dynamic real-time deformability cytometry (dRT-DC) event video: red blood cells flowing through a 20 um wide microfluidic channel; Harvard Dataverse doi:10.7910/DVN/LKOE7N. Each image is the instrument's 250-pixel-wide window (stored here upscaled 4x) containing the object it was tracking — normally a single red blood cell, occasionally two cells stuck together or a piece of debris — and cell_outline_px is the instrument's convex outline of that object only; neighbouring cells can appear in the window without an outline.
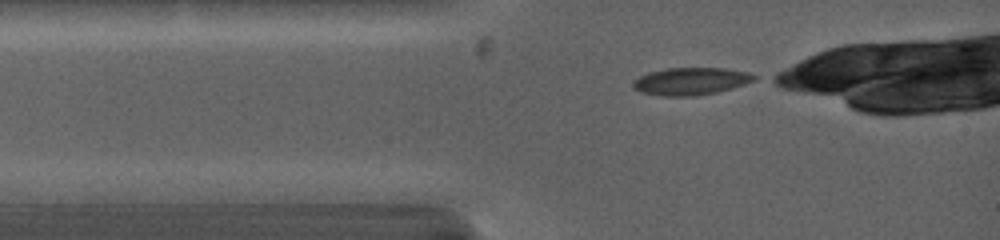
{"species": "common noctule bat (a hibernating species)", "species_latin": "Nyctalus noctula", "temperature_condition": "warm", "stored_images_in_passage": 16, "camera_frame_rate_fps": 5000, "um_per_image_px": 0.085, "animal": {"sex": "female", "body_mass_g": 19.0, "forearm_length_mm": 53.3}, "frame": {"image": 1, "passage_image": 1, "time_ms": 0.0, "image_size_px": [1000, 240], "cell_outline_px": [[760, 76], [756, 80], [732, 88], [716, 92], [696, 96], [660, 96], [640, 92], [632, 88], [632, 80], [648, 72], [668, 68], [724, 68], [748, 72]], "centroid_in_image_um": [58.71, 6.91], "position_along_channel_um": 26.3, "area_um2": 19.59}}
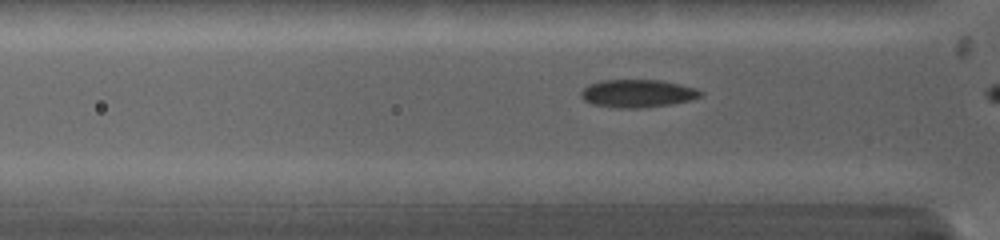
{"frame": {"image": 2, "passage_image": 8, "time_ms": 1.4, "image_size_px": [1000, 240], "cell_outline_px": [[704, 96], [692, 100], [672, 104], [636, 108], [616, 108], [592, 104], [584, 100], [580, 96], [580, 92], [588, 84], [600, 80], [660, 80], [680, 84], [696, 88], [704, 92]], "centroid_in_image_um": [54.21, 7.94], "position_along_channel_um": 71.6, "area_um2": 19.65}}
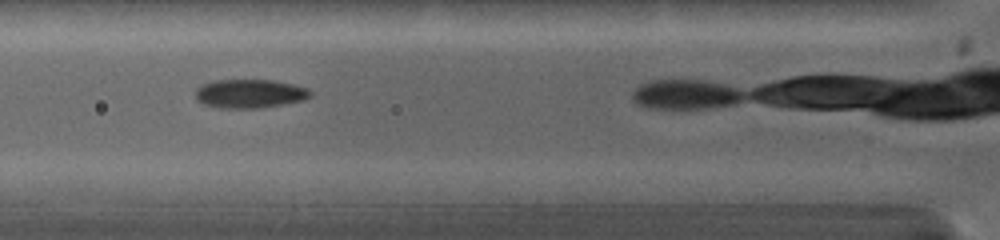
{"frame": {"image": 3, "passage_image": 13, "time_ms": 2.2, "image_size_px": [1000, 240], "cell_outline_px": [[312, 96], [304, 100], [284, 104], [256, 108], [220, 108], [204, 104], [196, 100], [196, 88], [212, 80], [272, 80], [292, 84], [308, 88], [312, 92]], "centroid_in_image_um": [21.24, 7.96], "position_along_channel_um": 104.6, "area_um2": 19.31}}